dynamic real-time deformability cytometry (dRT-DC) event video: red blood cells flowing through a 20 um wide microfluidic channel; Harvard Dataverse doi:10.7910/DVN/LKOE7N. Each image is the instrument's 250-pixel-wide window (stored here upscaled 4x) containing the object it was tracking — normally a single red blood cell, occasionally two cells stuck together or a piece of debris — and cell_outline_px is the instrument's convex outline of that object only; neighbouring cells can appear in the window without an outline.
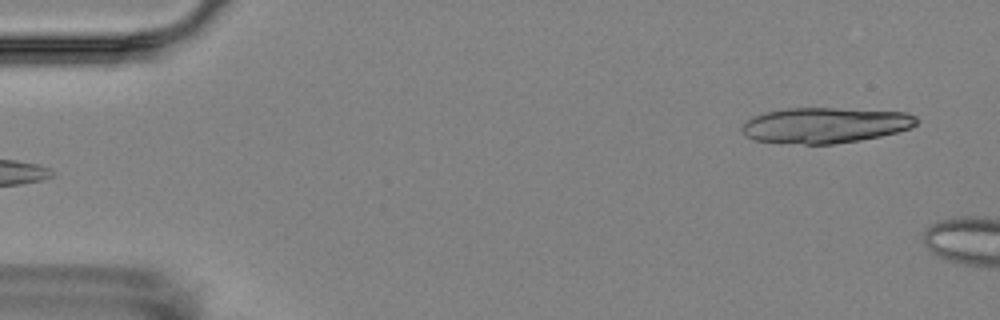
{"species": "Egyptian fruit bat (a non-hibernating species)", "species_latin": "Rousettus aegyptiacus", "temperature_condition": "room temperature", "stored_images_in_passage": 5, "camera_frame_rate_fps": 3000, "um_per_image_px": 0.085, "animal": {"sex": "female"}, "frame": {"image": 1, "passage_image": 5, "time_ms": 5.333, "image_size_px": [1000, 320], "cell_outline_px": [[920, 120], [916, 124], [908, 128], [896, 132], [880, 136], [860, 140], [832, 144], [780, 144], [756, 140], [744, 136], [740, 128], [752, 116], [764, 112], [788, 108], [832, 108], [904, 112], [916, 116]], "centroid_in_image_um": [70.07, 10.65], "position_along_channel_um": 14.9, "area_um2": 36.36}}